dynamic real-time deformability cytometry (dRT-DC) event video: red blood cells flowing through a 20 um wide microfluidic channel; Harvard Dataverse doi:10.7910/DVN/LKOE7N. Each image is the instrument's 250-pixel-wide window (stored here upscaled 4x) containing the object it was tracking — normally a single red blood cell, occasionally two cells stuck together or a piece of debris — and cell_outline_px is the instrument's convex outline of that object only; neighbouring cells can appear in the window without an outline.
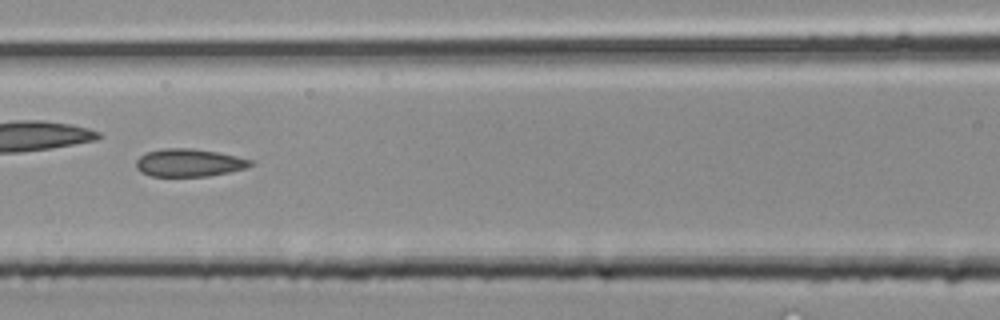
{"species": "common noctule bat (a hibernating species)", "species_latin": "Nyctalus noctula", "temperature_condition": "room temperature", "stored_images_in_passage": 34, "camera_frame_rate_fps": 3000, "um_per_image_px": 0.085, "animal": {"sex": "male", "body_mass_g": 20.4}, "frame": {"image": 1, "passage_image": 15, "time_ms": 4.667, "image_size_px": [1000, 320], "cell_outline_px": [[256, 164], [244, 168], [228, 172], [208, 176], [152, 176], [140, 172], [136, 168], [136, 160], [144, 152], [168, 148], [192, 148], [216, 152], [236, 156], [252, 160]], "centroid_in_image_um": [16.05, 13.83], "position_along_channel_um": 150.6, "area_um2": 18.5}}